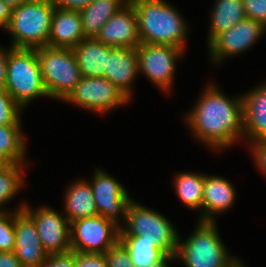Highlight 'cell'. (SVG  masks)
Wrapping results in <instances>:
<instances>
[{"instance_id": "cell-1", "label": "cell", "mask_w": 266, "mask_h": 267, "mask_svg": "<svg viewBox=\"0 0 266 267\" xmlns=\"http://www.w3.org/2000/svg\"><path fill=\"white\" fill-rule=\"evenodd\" d=\"M220 91L207 86L186 115L195 138L217 150L232 146L244 133L242 96L231 99Z\"/></svg>"}, {"instance_id": "cell-2", "label": "cell", "mask_w": 266, "mask_h": 267, "mask_svg": "<svg viewBox=\"0 0 266 267\" xmlns=\"http://www.w3.org/2000/svg\"><path fill=\"white\" fill-rule=\"evenodd\" d=\"M138 16L141 43L171 45L184 50L188 25L165 0H130Z\"/></svg>"}, {"instance_id": "cell-3", "label": "cell", "mask_w": 266, "mask_h": 267, "mask_svg": "<svg viewBox=\"0 0 266 267\" xmlns=\"http://www.w3.org/2000/svg\"><path fill=\"white\" fill-rule=\"evenodd\" d=\"M55 7L52 0H31L14 8L6 28L13 37L11 47L36 49L48 46Z\"/></svg>"}, {"instance_id": "cell-4", "label": "cell", "mask_w": 266, "mask_h": 267, "mask_svg": "<svg viewBox=\"0 0 266 267\" xmlns=\"http://www.w3.org/2000/svg\"><path fill=\"white\" fill-rule=\"evenodd\" d=\"M6 74L4 89L22 109L37 97H49L44 86L36 49L10 46Z\"/></svg>"}, {"instance_id": "cell-5", "label": "cell", "mask_w": 266, "mask_h": 267, "mask_svg": "<svg viewBox=\"0 0 266 267\" xmlns=\"http://www.w3.org/2000/svg\"><path fill=\"white\" fill-rule=\"evenodd\" d=\"M125 223L126 227L120 226L119 236H140V241L154 243L167 255H176L178 232L162 214L131 200L126 210Z\"/></svg>"}, {"instance_id": "cell-6", "label": "cell", "mask_w": 266, "mask_h": 267, "mask_svg": "<svg viewBox=\"0 0 266 267\" xmlns=\"http://www.w3.org/2000/svg\"><path fill=\"white\" fill-rule=\"evenodd\" d=\"M36 51L48 96L63 101L82 77L73 49L44 46Z\"/></svg>"}, {"instance_id": "cell-7", "label": "cell", "mask_w": 266, "mask_h": 267, "mask_svg": "<svg viewBox=\"0 0 266 267\" xmlns=\"http://www.w3.org/2000/svg\"><path fill=\"white\" fill-rule=\"evenodd\" d=\"M224 246L215 222L199 221L193 234L178 241L176 258L185 267H225L233 258Z\"/></svg>"}, {"instance_id": "cell-8", "label": "cell", "mask_w": 266, "mask_h": 267, "mask_svg": "<svg viewBox=\"0 0 266 267\" xmlns=\"http://www.w3.org/2000/svg\"><path fill=\"white\" fill-rule=\"evenodd\" d=\"M120 225L100 215L70 222L71 251L105 254L119 241Z\"/></svg>"}, {"instance_id": "cell-9", "label": "cell", "mask_w": 266, "mask_h": 267, "mask_svg": "<svg viewBox=\"0 0 266 267\" xmlns=\"http://www.w3.org/2000/svg\"><path fill=\"white\" fill-rule=\"evenodd\" d=\"M99 113H105L129 102L110 80L104 77H81L76 87L63 100Z\"/></svg>"}, {"instance_id": "cell-10", "label": "cell", "mask_w": 266, "mask_h": 267, "mask_svg": "<svg viewBox=\"0 0 266 267\" xmlns=\"http://www.w3.org/2000/svg\"><path fill=\"white\" fill-rule=\"evenodd\" d=\"M136 49L139 73L143 72L152 83L162 90L169 91L174 79L176 61L183 54V49L171 45L145 43H140Z\"/></svg>"}, {"instance_id": "cell-11", "label": "cell", "mask_w": 266, "mask_h": 267, "mask_svg": "<svg viewBox=\"0 0 266 267\" xmlns=\"http://www.w3.org/2000/svg\"><path fill=\"white\" fill-rule=\"evenodd\" d=\"M34 222L39 239L48 254L71 251L70 222L50 207H39L32 210L27 203L22 209Z\"/></svg>"}, {"instance_id": "cell-12", "label": "cell", "mask_w": 266, "mask_h": 267, "mask_svg": "<svg viewBox=\"0 0 266 267\" xmlns=\"http://www.w3.org/2000/svg\"><path fill=\"white\" fill-rule=\"evenodd\" d=\"M266 27L260 22L245 18L228 31L217 35L209 44L210 55L213 62L222 61L248 50L263 36Z\"/></svg>"}, {"instance_id": "cell-13", "label": "cell", "mask_w": 266, "mask_h": 267, "mask_svg": "<svg viewBox=\"0 0 266 267\" xmlns=\"http://www.w3.org/2000/svg\"><path fill=\"white\" fill-rule=\"evenodd\" d=\"M98 215L114 221L117 225L119 215L126 219V210L132 200L123 185L103 170H96L90 183Z\"/></svg>"}, {"instance_id": "cell-14", "label": "cell", "mask_w": 266, "mask_h": 267, "mask_svg": "<svg viewBox=\"0 0 266 267\" xmlns=\"http://www.w3.org/2000/svg\"><path fill=\"white\" fill-rule=\"evenodd\" d=\"M24 205L15 210L14 253L23 267H42L49 254L41 244L33 220L22 210Z\"/></svg>"}, {"instance_id": "cell-15", "label": "cell", "mask_w": 266, "mask_h": 267, "mask_svg": "<svg viewBox=\"0 0 266 267\" xmlns=\"http://www.w3.org/2000/svg\"><path fill=\"white\" fill-rule=\"evenodd\" d=\"M110 47L137 48L141 43L138 16L131 1L115 13L95 37Z\"/></svg>"}, {"instance_id": "cell-16", "label": "cell", "mask_w": 266, "mask_h": 267, "mask_svg": "<svg viewBox=\"0 0 266 267\" xmlns=\"http://www.w3.org/2000/svg\"><path fill=\"white\" fill-rule=\"evenodd\" d=\"M138 73L136 48L108 46L107 68L103 77L116 85L129 100L132 96L131 84Z\"/></svg>"}, {"instance_id": "cell-17", "label": "cell", "mask_w": 266, "mask_h": 267, "mask_svg": "<svg viewBox=\"0 0 266 267\" xmlns=\"http://www.w3.org/2000/svg\"><path fill=\"white\" fill-rule=\"evenodd\" d=\"M243 135L250 143L266 139V84L242 96Z\"/></svg>"}, {"instance_id": "cell-18", "label": "cell", "mask_w": 266, "mask_h": 267, "mask_svg": "<svg viewBox=\"0 0 266 267\" xmlns=\"http://www.w3.org/2000/svg\"><path fill=\"white\" fill-rule=\"evenodd\" d=\"M86 37L83 33L79 10L55 7L50 27L48 46L73 49Z\"/></svg>"}, {"instance_id": "cell-19", "label": "cell", "mask_w": 266, "mask_h": 267, "mask_svg": "<svg viewBox=\"0 0 266 267\" xmlns=\"http://www.w3.org/2000/svg\"><path fill=\"white\" fill-rule=\"evenodd\" d=\"M235 188L229 180L206 175L203 187L202 215L199 221L215 222L214 215L227 211L235 202Z\"/></svg>"}, {"instance_id": "cell-20", "label": "cell", "mask_w": 266, "mask_h": 267, "mask_svg": "<svg viewBox=\"0 0 266 267\" xmlns=\"http://www.w3.org/2000/svg\"><path fill=\"white\" fill-rule=\"evenodd\" d=\"M82 77H103L107 68L108 45L86 37L73 48Z\"/></svg>"}, {"instance_id": "cell-21", "label": "cell", "mask_w": 266, "mask_h": 267, "mask_svg": "<svg viewBox=\"0 0 266 267\" xmlns=\"http://www.w3.org/2000/svg\"><path fill=\"white\" fill-rule=\"evenodd\" d=\"M130 0H93L79 10L85 37H96L104 24Z\"/></svg>"}, {"instance_id": "cell-22", "label": "cell", "mask_w": 266, "mask_h": 267, "mask_svg": "<svg viewBox=\"0 0 266 267\" xmlns=\"http://www.w3.org/2000/svg\"><path fill=\"white\" fill-rule=\"evenodd\" d=\"M66 189L65 217L69 222L98 215L90 182L78 180Z\"/></svg>"}, {"instance_id": "cell-23", "label": "cell", "mask_w": 266, "mask_h": 267, "mask_svg": "<svg viewBox=\"0 0 266 267\" xmlns=\"http://www.w3.org/2000/svg\"><path fill=\"white\" fill-rule=\"evenodd\" d=\"M212 11L208 44L246 18L243 0H216Z\"/></svg>"}, {"instance_id": "cell-24", "label": "cell", "mask_w": 266, "mask_h": 267, "mask_svg": "<svg viewBox=\"0 0 266 267\" xmlns=\"http://www.w3.org/2000/svg\"><path fill=\"white\" fill-rule=\"evenodd\" d=\"M173 182L176 194L184 205L195 210L202 209L205 175L183 172L176 175Z\"/></svg>"}, {"instance_id": "cell-25", "label": "cell", "mask_w": 266, "mask_h": 267, "mask_svg": "<svg viewBox=\"0 0 266 267\" xmlns=\"http://www.w3.org/2000/svg\"><path fill=\"white\" fill-rule=\"evenodd\" d=\"M119 242L128 251L133 267H147L167 256L154 243L140 241V236H119Z\"/></svg>"}, {"instance_id": "cell-26", "label": "cell", "mask_w": 266, "mask_h": 267, "mask_svg": "<svg viewBox=\"0 0 266 267\" xmlns=\"http://www.w3.org/2000/svg\"><path fill=\"white\" fill-rule=\"evenodd\" d=\"M21 125L0 126V159L4 163L24 164L25 138Z\"/></svg>"}, {"instance_id": "cell-27", "label": "cell", "mask_w": 266, "mask_h": 267, "mask_svg": "<svg viewBox=\"0 0 266 267\" xmlns=\"http://www.w3.org/2000/svg\"><path fill=\"white\" fill-rule=\"evenodd\" d=\"M24 164L5 163L0 166V207L9 202L24 184ZM15 195V196H14ZM0 212H6L0 208Z\"/></svg>"}, {"instance_id": "cell-28", "label": "cell", "mask_w": 266, "mask_h": 267, "mask_svg": "<svg viewBox=\"0 0 266 267\" xmlns=\"http://www.w3.org/2000/svg\"><path fill=\"white\" fill-rule=\"evenodd\" d=\"M22 110L4 88L0 89V126L20 125Z\"/></svg>"}, {"instance_id": "cell-29", "label": "cell", "mask_w": 266, "mask_h": 267, "mask_svg": "<svg viewBox=\"0 0 266 267\" xmlns=\"http://www.w3.org/2000/svg\"><path fill=\"white\" fill-rule=\"evenodd\" d=\"M15 211L0 212V252H11L15 249Z\"/></svg>"}, {"instance_id": "cell-30", "label": "cell", "mask_w": 266, "mask_h": 267, "mask_svg": "<svg viewBox=\"0 0 266 267\" xmlns=\"http://www.w3.org/2000/svg\"><path fill=\"white\" fill-rule=\"evenodd\" d=\"M108 267H133L125 247L118 241L106 253Z\"/></svg>"}, {"instance_id": "cell-31", "label": "cell", "mask_w": 266, "mask_h": 267, "mask_svg": "<svg viewBox=\"0 0 266 267\" xmlns=\"http://www.w3.org/2000/svg\"><path fill=\"white\" fill-rule=\"evenodd\" d=\"M246 18L260 22L266 27V0H243Z\"/></svg>"}, {"instance_id": "cell-32", "label": "cell", "mask_w": 266, "mask_h": 267, "mask_svg": "<svg viewBox=\"0 0 266 267\" xmlns=\"http://www.w3.org/2000/svg\"><path fill=\"white\" fill-rule=\"evenodd\" d=\"M75 267H108L105 254L75 253Z\"/></svg>"}, {"instance_id": "cell-33", "label": "cell", "mask_w": 266, "mask_h": 267, "mask_svg": "<svg viewBox=\"0 0 266 267\" xmlns=\"http://www.w3.org/2000/svg\"><path fill=\"white\" fill-rule=\"evenodd\" d=\"M42 267H75V252L49 254Z\"/></svg>"}, {"instance_id": "cell-34", "label": "cell", "mask_w": 266, "mask_h": 267, "mask_svg": "<svg viewBox=\"0 0 266 267\" xmlns=\"http://www.w3.org/2000/svg\"><path fill=\"white\" fill-rule=\"evenodd\" d=\"M256 166L266 175V139L251 144Z\"/></svg>"}, {"instance_id": "cell-35", "label": "cell", "mask_w": 266, "mask_h": 267, "mask_svg": "<svg viewBox=\"0 0 266 267\" xmlns=\"http://www.w3.org/2000/svg\"><path fill=\"white\" fill-rule=\"evenodd\" d=\"M56 7L61 9L80 10L93 0H52Z\"/></svg>"}, {"instance_id": "cell-36", "label": "cell", "mask_w": 266, "mask_h": 267, "mask_svg": "<svg viewBox=\"0 0 266 267\" xmlns=\"http://www.w3.org/2000/svg\"><path fill=\"white\" fill-rule=\"evenodd\" d=\"M0 267H23L14 251L0 252Z\"/></svg>"}, {"instance_id": "cell-37", "label": "cell", "mask_w": 266, "mask_h": 267, "mask_svg": "<svg viewBox=\"0 0 266 267\" xmlns=\"http://www.w3.org/2000/svg\"><path fill=\"white\" fill-rule=\"evenodd\" d=\"M13 13V8L0 0V28L8 27Z\"/></svg>"}, {"instance_id": "cell-38", "label": "cell", "mask_w": 266, "mask_h": 267, "mask_svg": "<svg viewBox=\"0 0 266 267\" xmlns=\"http://www.w3.org/2000/svg\"><path fill=\"white\" fill-rule=\"evenodd\" d=\"M8 52L0 46V89L5 88Z\"/></svg>"}, {"instance_id": "cell-39", "label": "cell", "mask_w": 266, "mask_h": 267, "mask_svg": "<svg viewBox=\"0 0 266 267\" xmlns=\"http://www.w3.org/2000/svg\"><path fill=\"white\" fill-rule=\"evenodd\" d=\"M177 260L176 255H167L163 260L153 263L151 265H148L147 267H168V263L174 260ZM168 262V263H167Z\"/></svg>"}, {"instance_id": "cell-40", "label": "cell", "mask_w": 266, "mask_h": 267, "mask_svg": "<svg viewBox=\"0 0 266 267\" xmlns=\"http://www.w3.org/2000/svg\"><path fill=\"white\" fill-rule=\"evenodd\" d=\"M1 1L14 9L24 3H28L31 0H1Z\"/></svg>"}, {"instance_id": "cell-41", "label": "cell", "mask_w": 266, "mask_h": 267, "mask_svg": "<svg viewBox=\"0 0 266 267\" xmlns=\"http://www.w3.org/2000/svg\"><path fill=\"white\" fill-rule=\"evenodd\" d=\"M225 267H244L239 259H232Z\"/></svg>"}, {"instance_id": "cell-42", "label": "cell", "mask_w": 266, "mask_h": 267, "mask_svg": "<svg viewBox=\"0 0 266 267\" xmlns=\"http://www.w3.org/2000/svg\"><path fill=\"white\" fill-rule=\"evenodd\" d=\"M5 163L0 159V166L4 165Z\"/></svg>"}]
</instances>
